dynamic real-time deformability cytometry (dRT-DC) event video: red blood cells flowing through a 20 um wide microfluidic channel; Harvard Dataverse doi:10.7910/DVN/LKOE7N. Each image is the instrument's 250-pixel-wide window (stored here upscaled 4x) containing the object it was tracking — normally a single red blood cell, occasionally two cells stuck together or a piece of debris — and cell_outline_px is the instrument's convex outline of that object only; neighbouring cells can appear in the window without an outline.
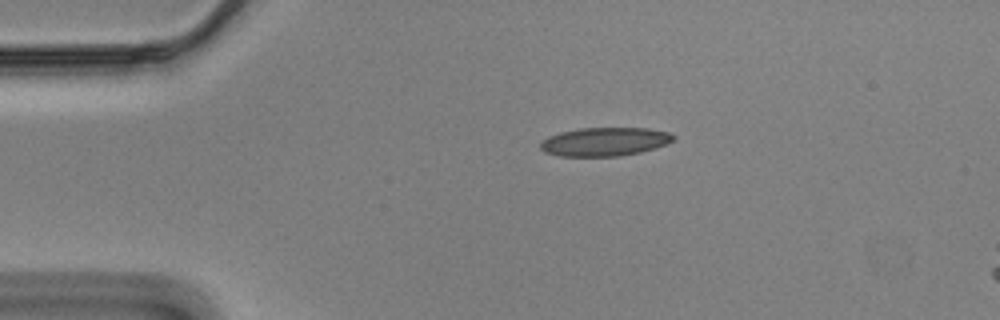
{"species": "Egyptian fruit bat (a non-hibernating species)", "species_latin": "Rousettus aegyptiacus", "temperature_condition": "cold", "stored_images_in_passage": 47, "camera_frame_rate_fps": 3000, "um_per_image_px": 0.085, "animal": {"sex": "male"}, "frame": {"image": 1, "passage_image": 1, "time_ms": 0.0, "image_size_px": [1000, 320], "cell_outline_px": [[676, 136], [672, 140], [656, 148], [640, 152], [620, 156], [560, 156], [544, 152], [540, 148], [540, 144], [548, 136], [560, 132], [580, 128], [648, 128], [668, 132]], "centroid_in_image_um": [51.39, 12.04], "position_along_channel_um": 33.6, "area_um2": 22.08}}
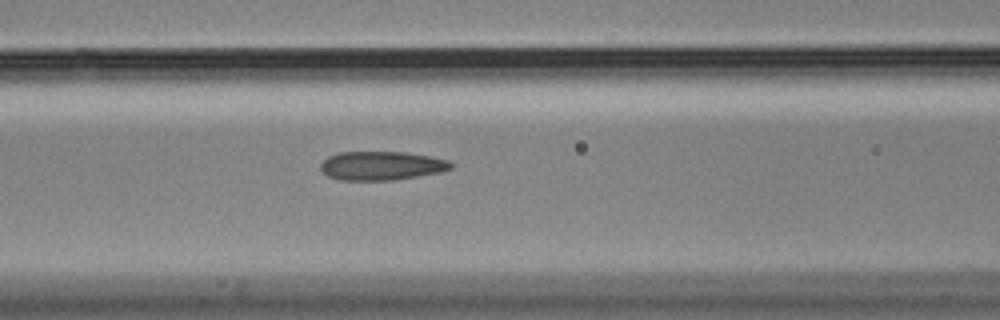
{"frame": {"image": 2, "passage_image": 13, "time_ms": 4.0, "image_size_px": [1000, 320], "cell_outline_px": [[452, 168], [440, 172], [392, 180], [340, 180], [328, 176], [320, 168], [320, 164], [328, 156], [340, 152], [408, 152], [448, 160], [452, 164]], "centroid_in_image_um": [32.41, 14.08], "position_along_channel_um": 134.2, "area_um2": 21.73}}
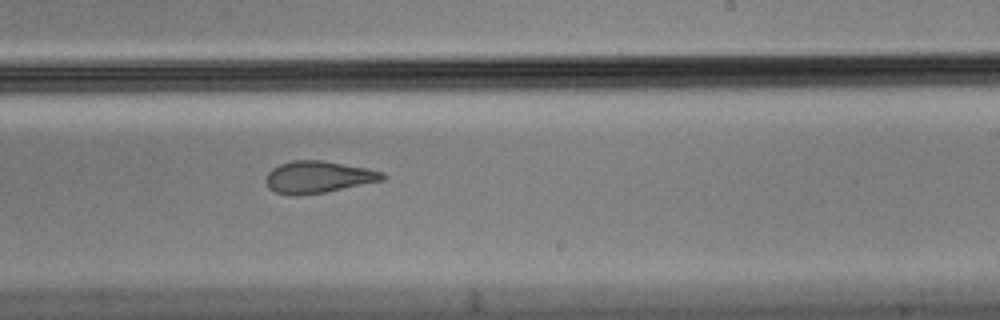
{"frame": {"image": 3, "passage_image": 24, "time_ms": 7.667, "image_size_px": [1000, 320], "cell_outline_px": [[388, 176], [384, 180], [324, 192], [296, 196], [292, 196], [276, 192], [268, 188], [268, 172], [272, 168], [280, 164], [292, 160], [320, 160], [368, 168], [384, 172]], "centroid_in_image_um": [27.08, 15.04], "position_along_channel_um": 261.9, "area_um2": 21.62}, "authors_computed_cell_mechanics": {"area_um2": 22.7154, "velocity_mm_per_s": 3.4922, "shape_relaxation_time_tau1_ms": null, "shape_relaxation_time_tau2_ms": 2.2822, "deformation_change_tau1": null, "deformation_change_tau2": 0.0995}}